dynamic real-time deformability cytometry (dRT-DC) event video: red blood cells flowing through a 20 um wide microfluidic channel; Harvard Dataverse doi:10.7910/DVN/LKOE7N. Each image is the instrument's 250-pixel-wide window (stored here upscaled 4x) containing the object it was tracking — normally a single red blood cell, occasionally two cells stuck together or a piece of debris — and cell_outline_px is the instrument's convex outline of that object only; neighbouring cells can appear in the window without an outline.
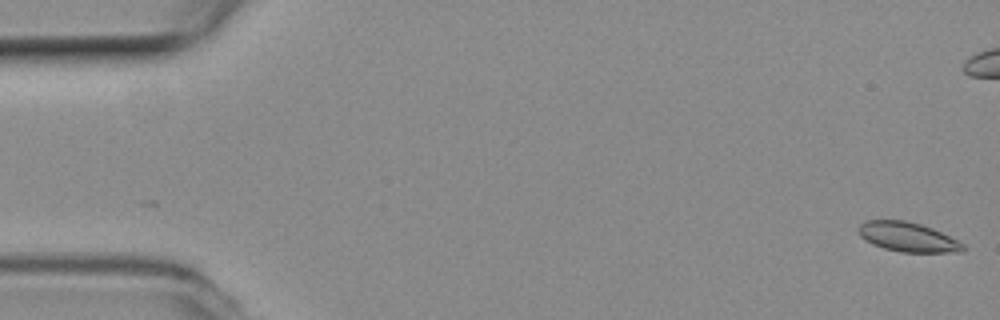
{"species": "common noctule bat (a hibernating species)", "species_latin": "Nyctalus noctula", "temperature_condition": "room temperature", "stored_images_in_passage": 55, "camera_frame_rate_fps": 3000, "um_per_image_px": 0.085, "animal": {"sex": "female", "body_mass_g": 19.3, "forearm_length_mm": 54.1}, "frame": {"image": 1, "passage_image": 1, "time_ms": 0.0, "image_size_px": [1000, 320], "cell_outline_px": [[964, 248], [960, 252], [900, 252], [884, 248], [872, 244], [860, 236], [860, 224], [868, 220], [904, 220], [920, 224], [932, 228], [964, 244]], "centroid_in_image_um": [77.15, 20.15], "position_along_channel_um": 7.8, "area_um2": 17.63}}
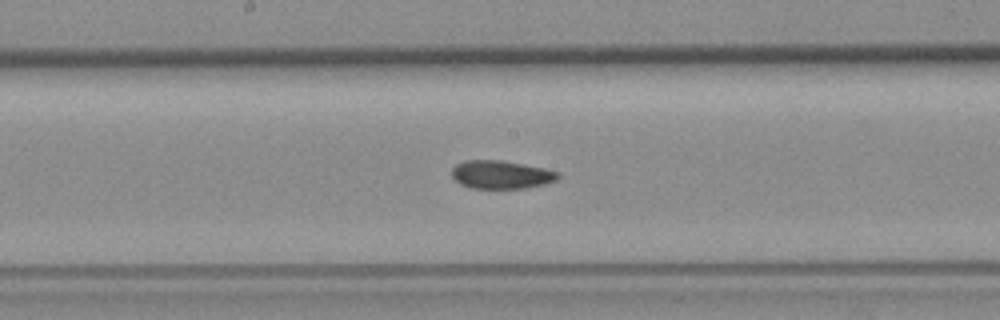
{"frame": {"image": 2, "passage_image": 28, "time_ms": 9.0, "image_size_px": [1000, 320], "cell_outline_px": [[560, 176], [556, 180], [544, 184], [524, 188], [468, 188], [460, 184], [452, 176], [452, 168], [456, 164], [464, 160], [504, 160], [544, 168], [560, 172]], "centroid_in_image_um": [42.59, 14.83], "position_along_channel_um": 205.6, "area_um2": 17.57}}
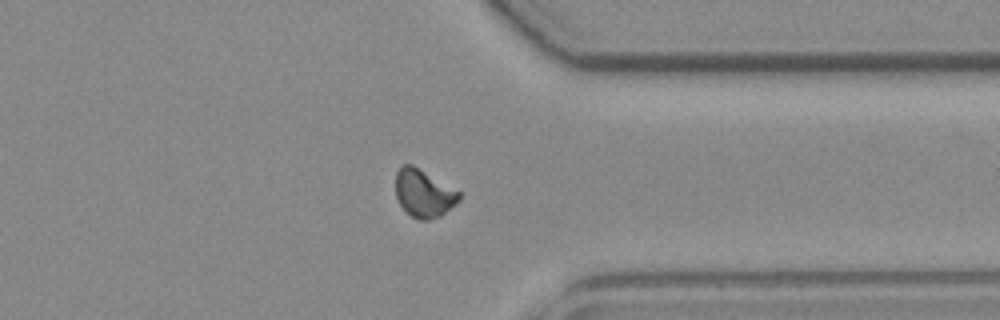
{"frame": {"image": 3, "passage_image": 42, "time_ms": 13.667, "image_size_px": [1000, 320], "cell_outline_px": [[460, 200], [456, 204], [440, 216], [428, 220], [420, 220], [412, 216], [400, 204], [396, 196], [396, 172], [404, 164], [412, 164], [460, 192]], "centroid_in_image_um": [36.02, 16.43], "position_along_channel_um": 375.4, "area_um2": 17.4}, "authors_computed_cell_mechanics": {"area_um2": 17.629, "velocity_mm_per_s": 3.7644, "shape_relaxation_time_tau1_ms": 6.3002, "shape_relaxation_time_tau2_ms": 2.9142, "deformation_change_tau1": 0.1222, "deformation_change_tau2": 0.065}}